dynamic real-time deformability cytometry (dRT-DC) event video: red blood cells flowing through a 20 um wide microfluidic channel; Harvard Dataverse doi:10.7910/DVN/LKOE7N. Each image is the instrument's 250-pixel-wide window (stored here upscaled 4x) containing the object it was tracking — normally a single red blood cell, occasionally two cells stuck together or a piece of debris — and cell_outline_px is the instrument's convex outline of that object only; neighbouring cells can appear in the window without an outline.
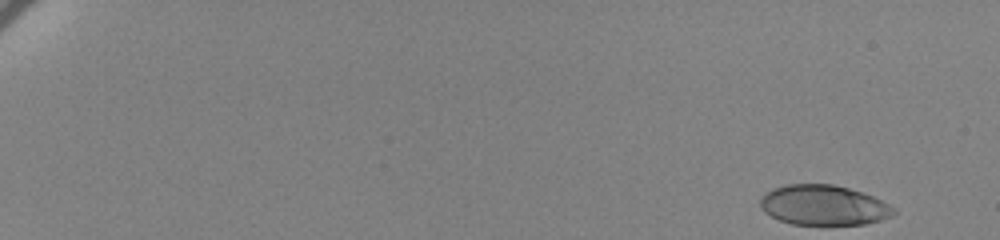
{"species": "human", "species_latin": "Homo sapiens", "temperature_condition": "cold", "stored_images_in_passage": 53, "camera_frame_rate_fps": 3000, "um_per_image_px": 0.085, "donor": {"sex": "female"}, "frame": {"image": 1, "passage_image": 1, "time_ms": 0.0, "image_size_px": [1000, 240], "cell_outline_px": [[896, 212], [892, 216], [880, 220], [864, 224], [792, 224], [780, 220], [764, 212], [760, 204], [760, 200], [764, 192], [772, 188], [784, 184], [832, 184], [848, 188], [872, 196], [896, 208]], "centroid_in_image_um": [69.98, 17.43], "position_along_channel_um": 15.0, "area_um2": 31.1}}
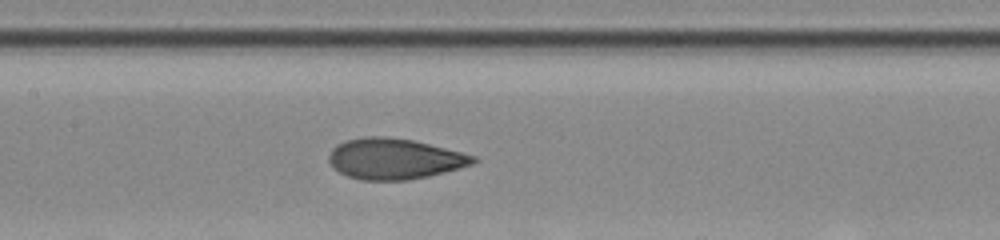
{"frame": {"image": 2, "passage_image": 31, "time_ms": 10.0, "image_size_px": [1000, 240], "cell_outline_px": [[480, 160], [472, 164], [444, 172], [428, 176], [408, 180], [360, 180], [348, 176], [332, 168], [328, 160], [328, 156], [332, 148], [336, 144], [344, 140], [364, 136], [388, 136], [412, 140], [476, 156]], "centroid_in_image_um": [33.47, 13.49], "position_along_channel_um": 173.9, "area_um2": 34.39}}
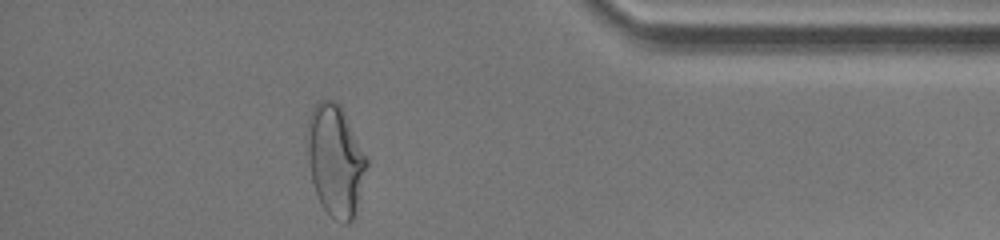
{"frame": {"image": 3, "passage_image": 53, "time_ms": 17.333, "image_size_px": [1000, 240], "cell_outline_px": [[368, 164], [356, 216], [348, 224], [344, 224], [336, 220], [320, 204], [312, 180], [308, 156], [308, 120], [312, 108], [320, 100], [336, 100], [340, 104], [368, 156]], "centroid_in_image_um": [28.55, 13.65], "position_along_channel_um": 406.6, "area_um2": 38.84}, "authors_computed_cell_mechanics": {"area_um2": 33.524, "velocity_mm_per_s": 3.4351, "shape_relaxation_time_tau1_ms": 7.5541, "shape_relaxation_time_tau2_ms": 0.953, "deformation_change_tau1": 0.1994, "deformation_change_tau2": 0.0719}}